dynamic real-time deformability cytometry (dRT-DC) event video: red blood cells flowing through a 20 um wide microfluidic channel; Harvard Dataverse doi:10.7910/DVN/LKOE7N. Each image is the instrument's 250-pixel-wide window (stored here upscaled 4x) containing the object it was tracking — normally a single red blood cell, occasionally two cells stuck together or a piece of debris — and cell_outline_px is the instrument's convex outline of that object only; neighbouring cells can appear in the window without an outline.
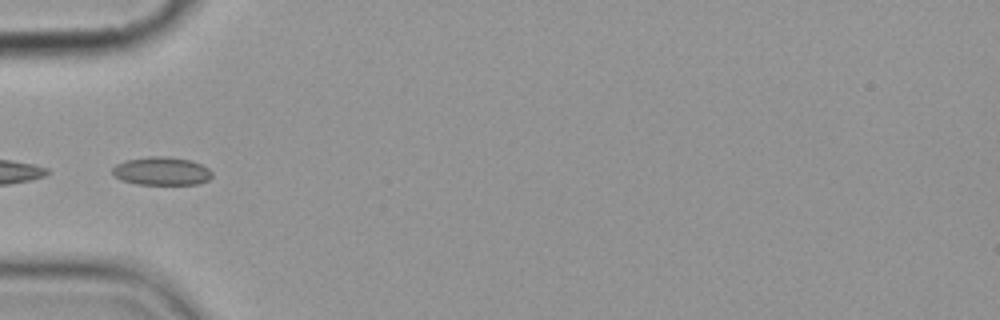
{"species": "common noctule bat (a hibernating species)", "species_latin": "Nyctalus noctula", "temperature_condition": "cold", "stored_images_in_passage": 6, "camera_frame_rate_fps": 3000, "um_per_image_px": 0.085, "animal": {"sex": "female", "body_mass_g": 19.9}, "frame": {"image": 1, "passage_image": 2, "time_ms": 1.0, "image_size_px": [1000, 320], "cell_outline_px": [[212, 176], [208, 180], [196, 184], [136, 184], [124, 180], [116, 176], [112, 172], [112, 168], [116, 164], [124, 160], [148, 156], [164, 156], [188, 160], [200, 164], [208, 168], [212, 172]], "centroid_in_image_um": [13.72, 14.53], "position_along_channel_um": 71.3, "area_um2": 16.24}}
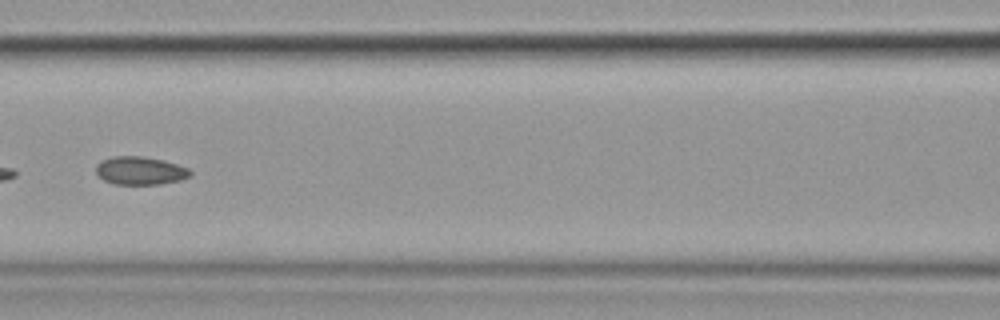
{"frame": {"image": 2, "passage_image": 4, "time_ms": 3.333, "image_size_px": [1000, 320], "cell_outline_px": [[192, 176], [180, 180], [160, 184], [112, 184], [104, 180], [96, 172], [96, 164], [100, 160], [112, 156], [140, 156], [164, 160], [188, 168], [192, 172]], "centroid_in_image_um": [11.91, 14.5], "position_along_channel_um": 154.7, "area_um2": 15.55}}
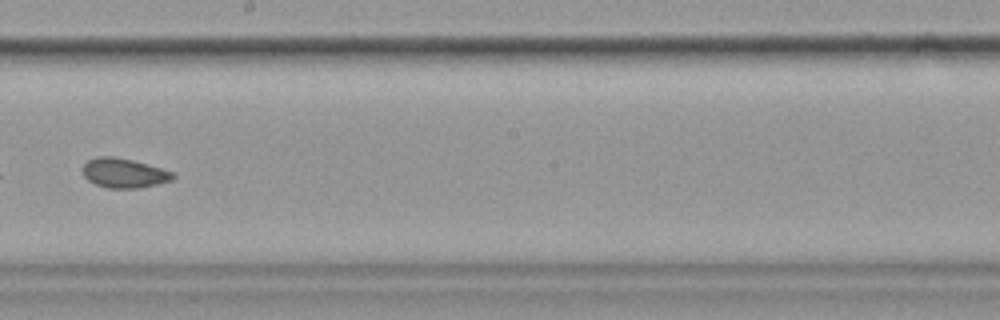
{"frame": {"image": 3, "passage_image": 6, "time_ms": 5.667, "image_size_px": [1000, 320], "cell_outline_px": [[176, 176], [172, 180], [156, 184], [136, 188], [108, 188], [96, 184], [88, 180], [84, 176], [80, 168], [88, 160], [96, 156], [112, 156], [132, 160], [160, 168], [172, 172]], "centroid_in_image_um": [10.49, 14.7], "position_along_channel_um": 237.7, "area_um2": 15.43}}